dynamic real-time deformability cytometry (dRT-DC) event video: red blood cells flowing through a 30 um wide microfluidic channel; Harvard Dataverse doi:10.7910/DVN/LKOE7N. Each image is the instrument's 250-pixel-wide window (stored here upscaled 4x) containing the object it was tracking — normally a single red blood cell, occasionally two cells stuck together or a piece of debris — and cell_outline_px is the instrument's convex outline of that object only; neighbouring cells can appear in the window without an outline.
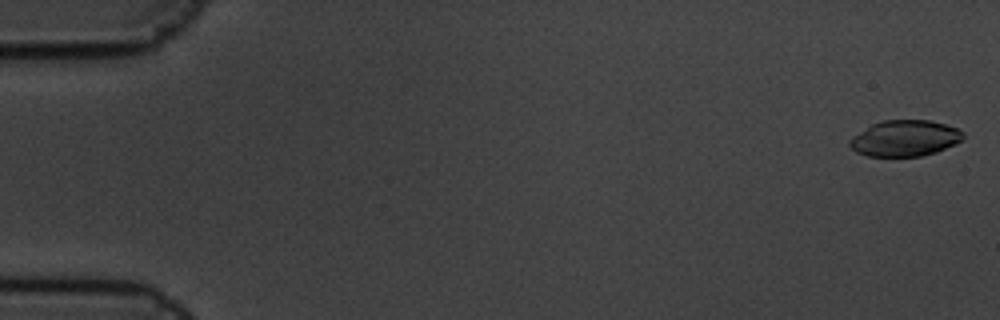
{"species": "common noctule bat (a hibernating species)", "species_latin": "Nyctalus noctula", "temperature_condition": "cold", "stored_images_in_passage": 5, "camera_frame_rate_fps": 3000, "um_per_image_px": 0.085, "animal": {"sex": "male", "body_mass_g": 19.5, "forearm_length_mm": 54.6}, "frame": {"image": 1, "passage_image": 1, "time_ms": 0.0, "image_size_px": [1000, 320], "cell_outline_px": [[964, 140], [936, 152], [920, 156], [868, 156], [856, 152], [848, 144], [848, 140], [852, 136], [872, 124], [884, 120], [928, 120], [944, 124], [956, 128], [964, 132]], "centroid_in_image_um": [76.91, 11.75], "position_along_channel_um": 8.1, "area_um2": 23.81}}
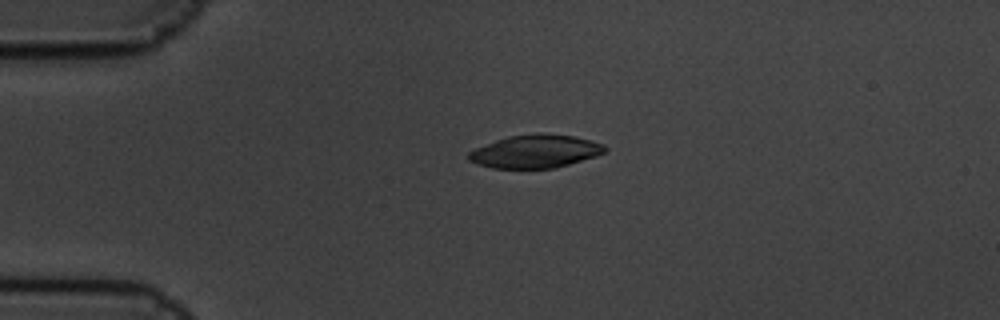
{"frame": {"image": 2, "passage_image": 4, "time_ms": 1.0, "image_size_px": [1000, 320], "cell_outline_px": [[608, 152], [596, 156], [556, 168], [492, 168], [468, 160], [468, 152], [476, 148], [496, 140], [508, 136], [536, 132], [544, 132], [572, 136], [604, 144], [608, 148]], "centroid_in_image_um": [45.54, 12.85], "position_along_channel_um": 39.5, "area_um2": 26.41}}